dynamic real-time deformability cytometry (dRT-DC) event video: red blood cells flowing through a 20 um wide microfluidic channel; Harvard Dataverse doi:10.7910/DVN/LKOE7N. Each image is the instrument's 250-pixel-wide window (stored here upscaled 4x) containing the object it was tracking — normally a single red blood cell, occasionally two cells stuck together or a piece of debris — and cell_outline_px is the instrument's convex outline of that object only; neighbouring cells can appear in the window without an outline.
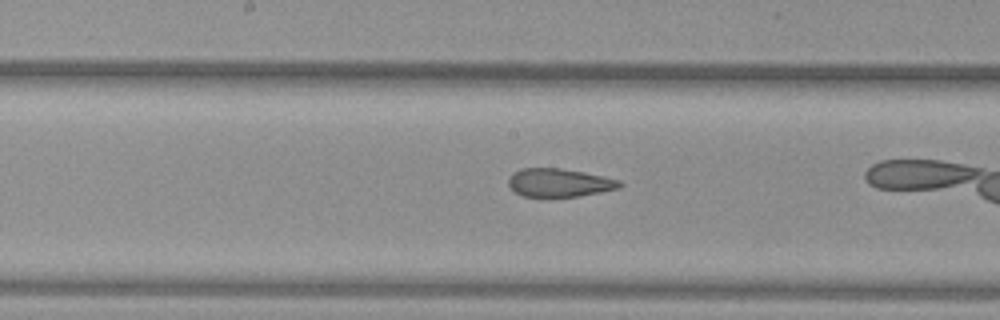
{"species": "common noctule bat (a hibernating species)", "species_latin": "Nyctalus noctula", "temperature_condition": "warm", "stored_images_in_passage": 26, "camera_frame_rate_fps": 3000, "um_per_image_px": 0.085, "animal": {"sex": "female", "body_mass_g": 29.2, "forearm_length_mm": 56.3}, "frame": {"image": 1, "passage_image": 14, "time_ms": 4.333, "image_size_px": [1000, 320], "cell_outline_px": [[624, 184], [620, 188], [580, 196], [520, 196], [508, 184], [508, 176], [512, 172], [520, 168], [560, 168], [584, 172], [620, 180]], "centroid_in_image_um": [47.52, 15.52], "position_along_channel_um": 200.7, "area_um2": 18.38}}
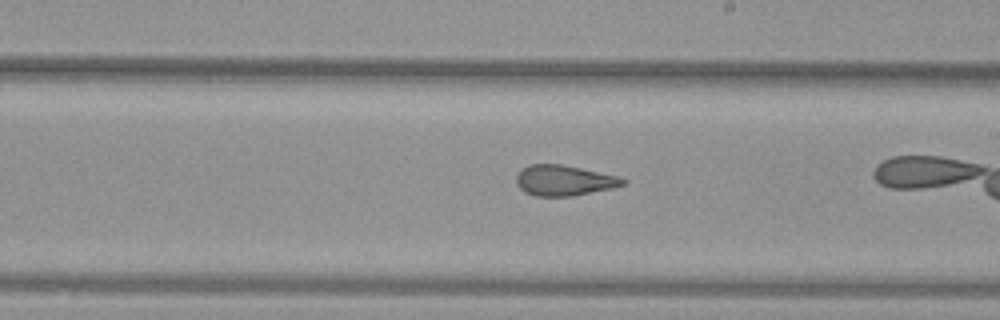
{"frame": {"image": 2, "passage_image": 17, "time_ms": 5.333, "image_size_px": [1000, 320], "cell_outline_px": [[628, 180], [624, 184], [612, 188], [572, 196], [536, 196], [524, 192], [516, 184], [516, 176], [528, 164], [564, 164], [620, 176]], "centroid_in_image_um": [47.96, 15.33], "position_along_channel_um": 241.0, "area_um2": 19.07}}